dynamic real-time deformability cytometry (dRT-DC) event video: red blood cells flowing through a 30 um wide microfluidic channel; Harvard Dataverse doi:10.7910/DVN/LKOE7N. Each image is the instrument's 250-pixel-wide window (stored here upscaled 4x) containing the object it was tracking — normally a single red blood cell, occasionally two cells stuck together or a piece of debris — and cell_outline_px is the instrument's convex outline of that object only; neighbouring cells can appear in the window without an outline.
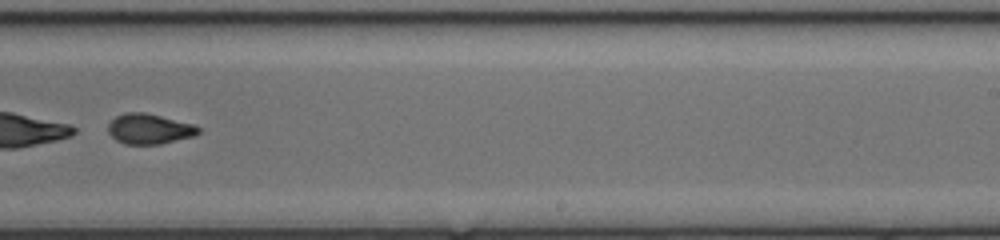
{"species": "common noctule bat (a hibernating species)", "species_latin": "Nyctalus noctula", "temperature_condition": "cold", "stored_images_in_passage": 51, "segment_of_instrument_passage": [2, 2], "camera_frame_rate_fps": 3000, "um_per_image_px": 0.085, "animal": {"sex": "female", "body_mass_g": 17.0, "forearm_length_mm": 48.0}, "frame": {"image": 1, "passage_image": 33, "time_ms": 10.667, "image_size_px": [1000, 240], "cell_outline_px": [[200, 132], [192, 136], [160, 144], [124, 144], [116, 140], [108, 132], [108, 124], [116, 116], [124, 112], [144, 112], [196, 124], [200, 128]], "centroid_in_image_um": [12.69, 10.94], "position_along_channel_um": 276.3, "area_um2": 15.95}}